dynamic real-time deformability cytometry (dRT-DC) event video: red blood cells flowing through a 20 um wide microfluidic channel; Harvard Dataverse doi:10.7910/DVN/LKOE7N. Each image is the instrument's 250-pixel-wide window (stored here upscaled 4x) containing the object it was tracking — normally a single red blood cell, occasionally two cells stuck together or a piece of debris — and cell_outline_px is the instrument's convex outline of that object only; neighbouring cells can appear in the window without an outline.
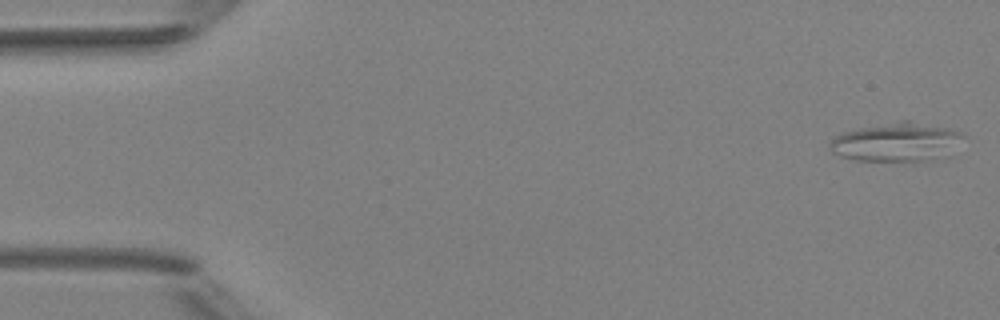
{"species": "Egyptian fruit bat (a non-hibernating species)", "species_latin": "Rousettus aegyptiacus", "temperature_condition": "room temperature", "stored_images_in_passage": 7, "camera_frame_rate_fps": 3000, "um_per_image_px": 0.085, "animal": {"sex": "female"}, "frame": {"image": 1, "passage_image": 1, "time_ms": 0.0, "image_size_px": [1000, 320], "cell_outline_px": [[964, 136], [948, 156], [924, 160], [856, 160], [840, 156], [832, 152], [828, 148], [828, 144], [836, 136], [844, 132], [860, 128], [900, 120], [908, 120], [948, 128], [964, 132]], "centroid_in_image_um": [76.21, 12.06], "position_along_channel_um": 8.8, "area_um2": 29.88}}
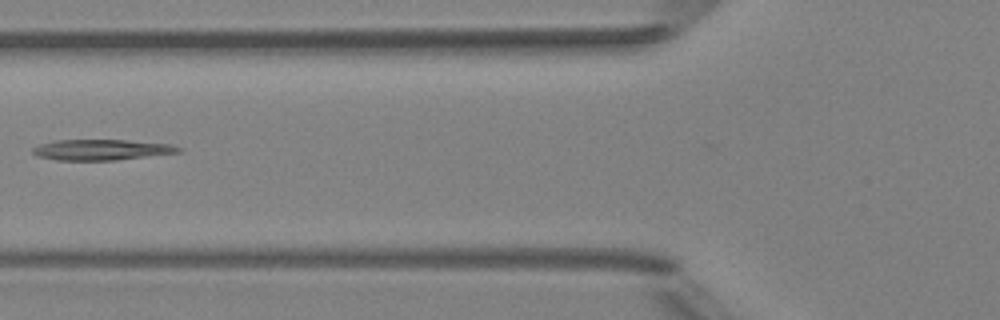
{"frame": {"image": 2, "passage_image": 6, "time_ms": 6.0, "image_size_px": [1000, 320], "cell_outline_px": [[184, 148], [180, 152], [116, 160], [56, 160], [36, 156], [32, 152], [32, 148], [40, 144], [56, 140], [124, 140], [172, 144]], "centroid_in_image_um": [8.63, 12.73], "position_along_channel_um": 117.2, "area_um2": 17.57}}
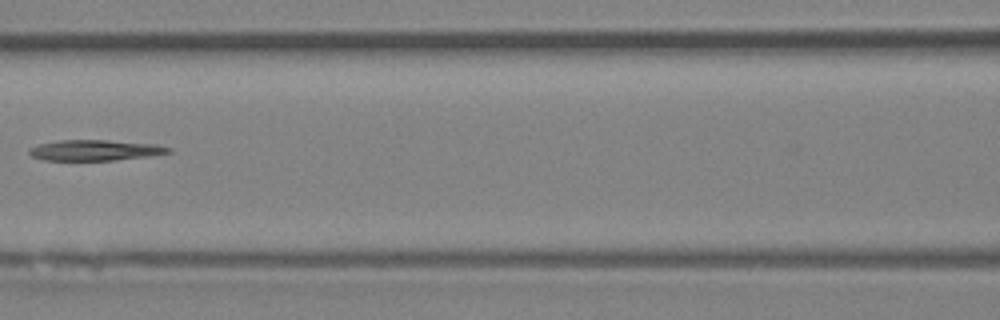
{"frame": {"image": 3, "passage_image": 7, "time_ms": 7.0, "image_size_px": [1000, 320], "cell_outline_px": [[172, 152], [148, 156], [116, 160], [44, 160], [32, 156], [28, 152], [28, 148], [40, 144], [60, 140], [108, 140], [156, 144], [172, 148]], "centroid_in_image_um": [8.09, 12.77], "position_along_channel_um": 158.5, "area_um2": 16.76}}